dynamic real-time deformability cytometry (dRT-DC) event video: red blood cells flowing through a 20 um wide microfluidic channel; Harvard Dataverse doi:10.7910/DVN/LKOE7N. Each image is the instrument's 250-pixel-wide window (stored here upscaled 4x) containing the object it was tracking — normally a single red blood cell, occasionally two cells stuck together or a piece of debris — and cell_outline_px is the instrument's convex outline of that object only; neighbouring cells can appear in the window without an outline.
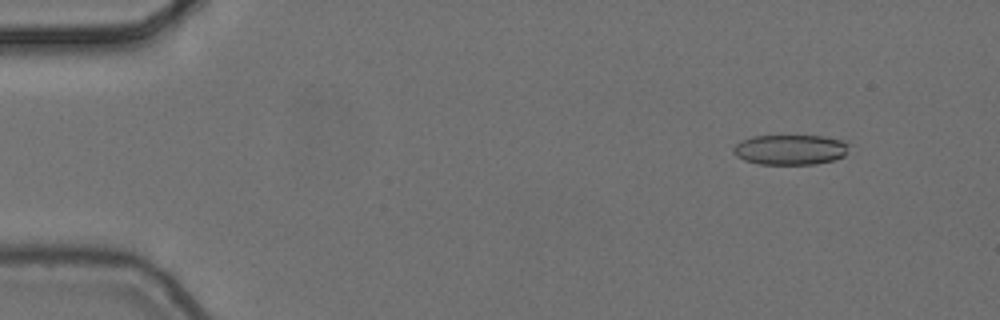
{"species": "common noctule bat (a hibernating species)", "species_latin": "Nyctalus noctula", "temperature_condition": "cold", "stored_images_in_passage": 5, "camera_frame_rate_fps": 3000, "um_per_image_px": 0.085, "animal": {"sex": "female", "body_mass_g": 24.6, "forearm_length_mm": 56.2}, "frame": {"image": 1, "passage_image": 2, "time_ms": 0.333, "image_size_px": [1000, 320], "cell_outline_px": [[852, 144], [844, 156], [832, 160], [816, 164], [760, 164], [744, 160], [736, 156], [732, 148], [740, 140], [752, 136], [824, 136], [840, 140]], "centroid_in_image_um": [67.18, 12.72], "position_along_channel_um": 17.8, "area_um2": 20.4}}
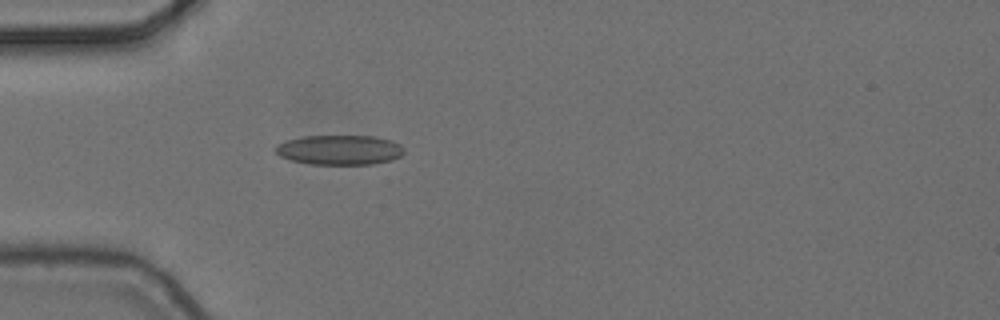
{"frame": {"image": 2, "passage_image": 5, "time_ms": 1.333, "image_size_px": [1000, 320], "cell_outline_px": [[404, 152], [400, 156], [392, 160], [372, 164], [308, 164], [292, 160], [280, 156], [276, 152], [276, 144], [288, 140], [304, 136], [372, 136], [392, 140], [400, 144], [404, 148]], "centroid_in_image_um": [28.89, 12.74], "position_along_channel_um": 56.1, "area_um2": 22.25}}